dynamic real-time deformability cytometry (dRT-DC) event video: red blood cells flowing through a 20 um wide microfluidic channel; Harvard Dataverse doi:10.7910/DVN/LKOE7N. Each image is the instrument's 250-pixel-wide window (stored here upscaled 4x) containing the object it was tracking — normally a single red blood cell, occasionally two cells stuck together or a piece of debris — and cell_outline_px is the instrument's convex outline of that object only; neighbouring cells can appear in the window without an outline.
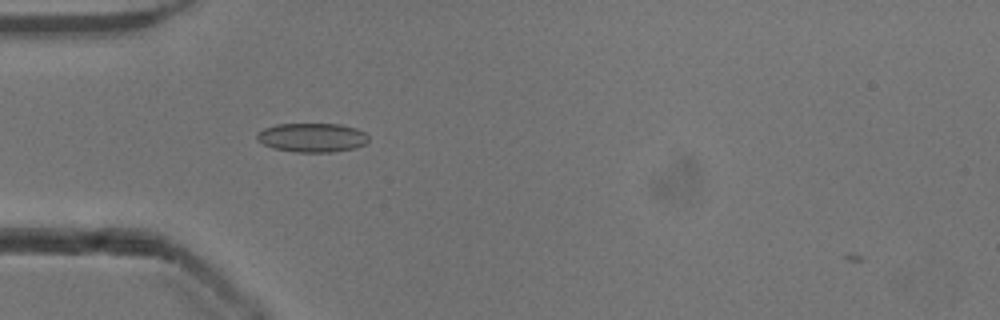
{"species": "common noctule bat (a hibernating species)", "species_latin": "Nyctalus noctula", "temperature_condition": "cold", "stored_images_in_passage": 2, "camera_frame_rate_fps": 3000, "um_per_image_px": 0.085, "animal": {"sex": "male", "body_mass_g": 13.3}, "frame": {"image": 1, "passage_image": 1, "time_ms": 0.0, "image_size_px": [1000, 320], "cell_outline_px": [[368, 140], [364, 144], [356, 148], [332, 152], [296, 152], [272, 148], [256, 140], [256, 136], [264, 128], [276, 124], [340, 124], [356, 128], [364, 132], [368, 136]], "centroid_in_image_um": [26.53, 11.69], "position_along_channel_um": 58.5, "area_um2": 18.9}}